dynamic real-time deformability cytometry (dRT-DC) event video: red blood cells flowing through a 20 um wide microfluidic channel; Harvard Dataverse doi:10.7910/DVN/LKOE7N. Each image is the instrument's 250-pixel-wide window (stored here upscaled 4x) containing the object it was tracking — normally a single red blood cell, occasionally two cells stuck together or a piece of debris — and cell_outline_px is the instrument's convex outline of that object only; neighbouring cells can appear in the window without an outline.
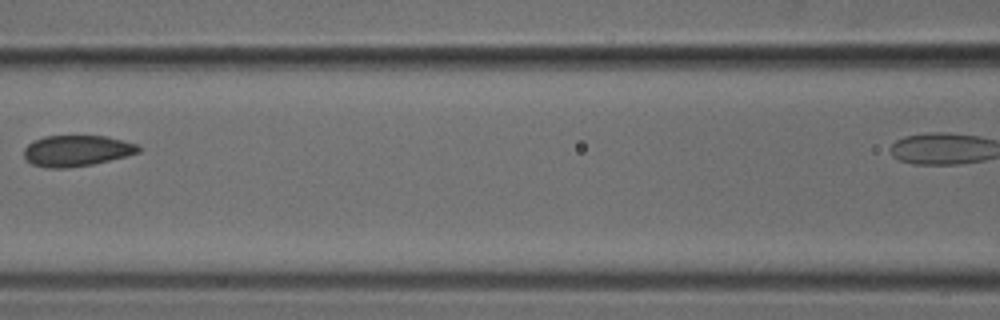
{"species": "common noctule bat (a hibernating species)", "species_latin": "Nyctalus noctula", "temperature_condition": "cold", "stored_images_in_passage": 5, "segment_of_instrument_passage": [1, 2], "camera_frame_rate_fps": 3000, "um_per_image_px": 0.085, "animal": {"sex": "male", "body_mass_g": 18.8}, "frame": {"image": 1, "passage_image": 3, "time_ms": 0.667, "image_size_px": [1000, 320], "cell_outline_px": [[140, 152], [92, 164], [68, 168], [48, 168], [32, 164], [24, 156], [24, 148], [28, 144], [44, 136], [104, 136], [136, 144], [140, 148]], "centroid_in_image_um": [6.48, 12.82], "position_along_channel_um": 160.1, "area_um2": 20.35}}
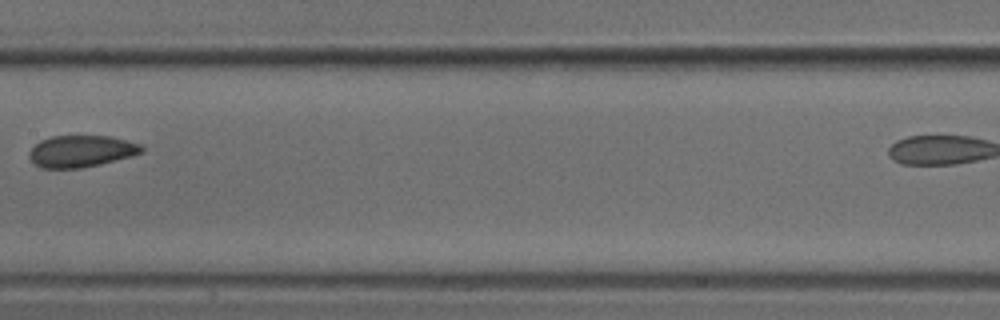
{"frame": {"image": 2, "passage_image": 4, "time_ms": 1.0, "image_size_px": [1000, 320], "cell_outline_px": [[144, 152], [132, 156], [100, 164], [80, 168], [40, 168], [32, 164], [28, 156], [28, 152], [40, 140], [52, 136], [112, 136], [140, 144], [144, 148]], "centroid_in_image_um": [6.88, 12.86], "position_along_channel_um": 200.5, "area_um2": 20.98}}